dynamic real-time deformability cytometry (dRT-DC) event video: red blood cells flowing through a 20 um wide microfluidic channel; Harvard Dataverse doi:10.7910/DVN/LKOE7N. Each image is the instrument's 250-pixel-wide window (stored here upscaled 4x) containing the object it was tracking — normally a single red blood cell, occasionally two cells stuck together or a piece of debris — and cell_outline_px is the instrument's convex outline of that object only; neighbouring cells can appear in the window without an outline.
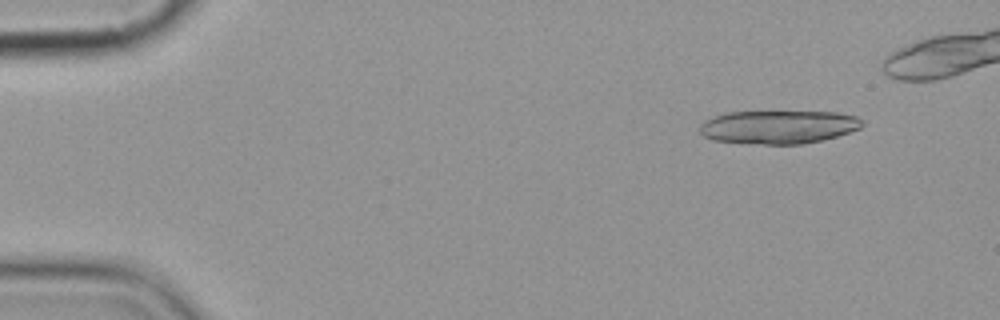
{"species": "common noctule bat (a hibernating species)", "species_latin": "Nyctalus noctula", "temperature_condition": "cold", "stored_images_in_passage": 6, "camera_frame_rate_fps": 3000, "um_per_image_px": 0.085, "animal": {"sex": "female", "body_mass_g": 19.9}, "frame": {"image": 1, "passage_image": 2, "time_ms": 1.333, "image_size_px": [1000, 320], "cell_outline_px": [[864, 124], [860, 128], [824, 140], [804, 144], [764, 144], [712, 140], [704, 136], [700, 132], [700, 124], [704, 120], [728, 112], [836, 112], [856, 116], [864, 120]], "centroid_in_image_um": [66.19, 10.79], "position_along_channel_um": 18.8, "area_um2": 31.5}}